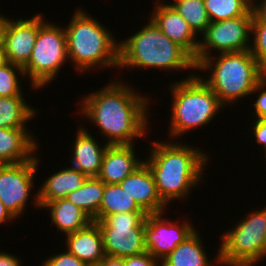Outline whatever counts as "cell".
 <instances>
[{
    "label": "cell",
    "instance_id": "6da1fadb",
    "mask_svg": "<svg viewBox=\"0 0 266 266\" xmlns=\"http://www.w3.org/2000/svg\"><path fill=\"white\" fill-rule=\"evenodd\" d=\"M132 86L117 76L79 100L76 113L96 126L108 145H131L150 131V97Z\"/></svg>",
    "mask_w": 266,
    "mask_h": 266
},
{
    "label": "cell",
    "instance_id": "7a4b0ae2",
    "mask_svg": "<svg viewBox=\"0 0 266 266\" xmlns=\"http://www.w3.org/2000/svg\"><path fill=\"white\" fill-rule=\"evenodd\" d=\"M164 140L150 142L144 162L153 173L161 200L170 206L175 200L187 201L191 191L204 182L205 167L210 164L211 156L199 145Z\"/></svg>",
    "mask_w": 266,
    "mask_h": 266
},
{
    "label": "cell",
    "instance_id": "3957f363",
    "mask_svg": "<svg viewBox=\"0 0 266 266\" xmlns=\"http://www.w3.org/2000/svg\"><path fill=\"white\" fill-rule=\"evenodd\" d=\"M77 8L64 27L68 61L74 70L84 75L96 68H118L119 40L86 9Z\"/></svg>",
    "mask_w": 266,
    "mask_h": 266
},
{
    "label": "cell",
    "instance_id": "277c9868",
    "mask_svg": "<svg viewBox=\"0 0 266 266\" xmlns=\"http://www.w3.org/2000/svg\"><path fill=\"white\" fill-rule=\"evenodd\" d=\"M149 21L128 38L119 40L118 68L134 70L160 69L175 73L197 71L194 58L179 44L170 40L148 15ZM140 68V69H139ZM174 70V71H173Z\"/></svg>",
    "mask_w": 266,
    "mask_h": 266
},
{
    "label": "cell",
    "instance_id": "5b68a950",
    "mask_svg": "<svg viewBox=\"0 0 266 266\" xmlns=\"http://www.w3.org/2000/svg\"><path fill=\"white\" fill-rule=\"evenodd\" d=\"M196 70L209 73L201 76L196 71L226 107L244 98L248 100L246 98L266 76L250 50L214 54L204 58Z\"/></svg>",
    "mask_w": 266,
    "mask_h": 266
},
{
    "label": "cell",
    "instance_id": "8992f818",
    "mask_svg": "<svg viewBox=\"0 0 266 266\" xmlns=\"http://www.w3.org/2000/svg\"><path fill=\"white\" fill-rule=\"evenodd\" d=\"M187 74V77L173 80L168 86L171 92V119L166 136L173 141H181V136L187 132L206 127L216 118L218 112L221 113L225 109L197 72L188 71Z\"/></svg>",
    "mask_w": 266,
    "mask_h": 266
},
{
    "label": "cell",
    "instance_id": "52a82bcc",
    "mask_svg": "<svg viewBox=\"0 0 266 266\" xmlns=\"http://www.w3.org/2000/svg\"><path fill=\"white\" fill-rule=\"evenodd\" d=\"M263 207L249 210L232 229L220 234V266H255L265 260L266 206Z\"/></svg>",
    "mask_w": 266,
    "mask_h": 266
},
{
    "label": "cell",
    "instance_id": "ba28073f",
    "mask_svg": "<svg viewBox=\"0 0 266 266\" xmlns=\"http://www.w3.org/2000/svg\"><path fill=\"white\" fill-rule=\"evenodd\" d=\"M65 28L39 13V31L28 64L23 68L32 89L41 91L58 79L68 63ZM41 89V90H40Z\"/></svg>",
    "mask_w": 266,
    "mask_h": 266
},
{
    "label": "cell",
    "instance_id": "9c48e42d",
    "mask_svg": "<svg viewBox=\"0 0 266 266\" xmlns=\"http://www.w3.org/2000/svg\"><path fill=\"white\" fill-rule=\"evenodd\" d=\"M147 215L146 212H122L96 221L102 232L105 255L124 258L145 252Z\"/></svg>",
    "mask_w": 266,
    "mask_h": 266
},
{
    "label": "cell",
    "instance_id": "30bf717a",
    "mask_svg": "<svg viewBox=\"0 0 266 266\" xmlns=\"http://www.w3.org/2000/svg\"><path fill=\"white\" fill-rule=\"evenodd\" d=\"M40 162L36 155L32 160L22 163L0 165V201L16 220L24 215L32 194L33 207L40 209L38 189L36 193H31Z\"/></svg>",
    "mask_w": 266,
    "mask_h": 266
},
{
    "label": "cell",
    "instance_id": "8fae6325",
    "mask_svg": "<svg viewBox=\"0 0 266 266\" xmlns=\"http://www.w3.org/2000/svg\"><path fill=\"white\" fill-rule=\"evenodd\" d=\"M253 11L245 16L210 22L202 37L194 58L196 66L212 52L228 53L250 50ZM213 50V51H212Z\"/></svg>",
    "mask_w": 266,
    "mask_h": 266
},
{
    "label": "cell",
    "instance_id": "7c38bea8",
    "mask_svg": "<svg viewBox=\"0 0 266 266\" xmlns=\"http://www.w3.org/2000/svg\"><path fill=\"white\" fill-rule=\"evenodd\" d=\"M164 215L148 214L145 218L146 251L160 262L197 229L191 220L173 221Z\"/></svg>",
    "mask_w": 266,
    "mask_h": 266
},
{
    "label": "cell",
    "instance_id": "4fadbf2b",
    "mask_svg": "<svg viewBox=\"0 0 266 266\" xmlns=\"http://www.w3.org/2000/svg\"><path fill=\"white\" fill-rule=\"evenodd\" d=\"M3 45L9 63L24 68L32 55L39 31V13L29 19L9 18L2 13Z\"/></svg>",
    "mask_w": 266,
    "mask_h": 266
},
{
    "label": "cell",
    "instance_id": "5bb4252c",
    "mask_svg": "<svg viewBox=\"0 0 266 266\" xmlns=\"http://www.w3.org/2000/svg\"><path fill=\"white\" fill-rule=\"evenodd\" d=\"M151 19L163 34L183 47L193 58L197 55L199 39L186 20L172 5L154 3Z\"/></svg>",
    "mask_w": 266,
    "mask_h": 266
},
{
    "label": "cell",
    "instance_id": "9a60e30c",
    "mask_svg": "<svg viewBox=\"0 0 266 266\" xmlns=\"http://www.w3.org/2000/svg\"><path fill=\"white\" fill-rule=\"evenodd\" d=\"M119 185L147 214H159L168 209L158 194L153 173L145 162Z\"/></svg>",
    "mask_w": 266,
    "mask_h": 266
},
{
    "label": "cell",
    "instance_id": "2e32d148",
    "mask_svg": "<svg viewBox=\"0 0 266 266\" xmlns=\"http://www.w3.org/2000/svg\"><path fill=\"white\" fill-rule=\"evenodd\" d=\"M84 127L82 125L77 127L76 138L72 141L70 149L72 150L70 153L71 158H69L70 166L78 169L87 177H97L108 144L104 142L102 145L90 133L91 131Z\"/></svg>",
    "mask_w": 266,
    "mask_h": 266
},
{
    "label": "cell",
    "instance_id": "e0dca14e",
    "mask_svg": "<svg viewBox=\"0 0 266 266\" xmlns=\"http://www.w3.org/2000/svg\"><path fill=\"white\" fill-rule=\"evenodd\" d=\"M136 144L108 145L98 178L105 184H119L144 163L136 154Z\"/></svg>",
    "mask_w": 266,
    "mask_h": 266
},
{
    "label": "cell",
    "instance_id": "ac0fdd59",
    "mask_svg": "<svg viewBox=\"0 0 266 266\" xmlns=\"http://www.w3.org/2000/svg\"><path fill=\"white\" fill-rule=\"evenodd\" d=\"M38 141L28 128H0V165L32 160L40 148Z\"/></svg>",
    "mask_w": 266,
    "mask_h": 266
},
{
    "label": "cell",
    "instance_id": "d6986e66",
    "mask_svg": "<svg viewBox=\"0 0 266 266\" xmlns=\"http://www.w3.org/2000/svg\"><path fill=\"white\" fill-rule=\"evenodd\" d=\"M65 249L89 266L99 265L105 257L103 236L96 222L86 228L65 235Z\"/></svg>",
    "mask_w": 266,
    "mask_h": 266
},
{
    "label": "cell",
    "instance_id": "ffe728a7",
    "mask_svg": "<svg viewBox=\"0 0 266 266\" xmlns=\"http://www.w3.org/2000/svg\"><path fill=\"white\" fill-rule=\"evenodd\" d=\"M200 237L202 236L197 228L160 262V266H219V251L213 257L215 259L210 260L211 256H207L210 254L206 252V245Z\"/></svg>",
    "mask_w": 266,
    "mask_h": 266
},
{
    "label": "cell",
    "instance_id": "44dd1931",
    "mask_svg": "<svg viewBox=\"0 0 266 266\" xmlns=\"http://www.w3.org/2000/svg\"><path fill=\"white\" fill-rule=\"evenodd\" d=\"M87 176L73 167H63L44 179L38 190V201L42 209L48 202L64 199L82 186Z\"/></svg>",
    "mask_w": 266,
    "mask_h": 266
},
{
    "label": "cell",
    "instance_id": "7402d4cb",
    "mask_svg": "<svg viewBox=\"0 0 266 266\" xmlns=\"http://www.w3.org/2000/svg\"><path fill=\"white\" fill-rule=\"evenodd\" d=\"M49 210L51 223L57 228L56 232L67 235L86 228L93 220L78 206L68 199L48 202L43 208Z\"/></svg>",
    "mask_w": 266,
    "mask_h": 266
},
{
    "label": "cell",
    "instance_id": "603a6c76",
    "mask_svg": "<svg viewBox=\"0 0 266 266\" xmlns=\"http://www.w3.org/2000/svg\"><path fill=\"white\" fill-rule=\"evenodd\" d=\"M38 112L24 96L0 97V128H29Z\"/></svg>",
    "mask_w": 266,
    "mask_h": 266
},
{
    "label": "cell",
    "instance_id": "cb8c5ba5",
    "mask_svg": "<svg viewBox=\"0 0 266 266\" xmlns=\"http://www.w3.org/2000/svg\"><path fill=\"white\" fill-rule=\"evenodd\" d=\"M122 212H145L119 184H105L96 221Z\"/></svg>",
    "mask_w": 266,
    "mask_h": 266
},
{
    "label": "cell",
    "instance_id": "d4e9b609",
    "mask_svg": "<svg viewBox=\"0 0 266 266\" xmlns=\"http://www.w3.org/2000/svg\"><path fill=\"white\" fill-rule=\"evenodd\" d=\"M105 183L98 177H87L80 188L70 192L68 199L83 210L94 222L99 212Z\"/></svg>",
    "mask_w": 266,
    "mask_h": 266
},
{
    "label": "cell",
    "instance_id": "484cf974",
    "mask_svg": "<svg viewBox=\"0 0 266 266\" xmlns=\"http://www.w3.org/2000/svg\"><path fill=\"white\" fill-rule=\"evenodd\" d=\"M210 22L245 16L252 10L250 0H204Z\"/></svg>",
    "mask_w": 266,
    "mask_h": 266
},
{
    "label": "cell",
    "instance_id": "4316f807",
    "mask_svg": "<svg viewBox=\"0 0 266 266\" xmlns=\"http://www.w3.org/2000/svg\"><path fill=\"white\" fill-rule=\"evenodd\" d=\"M172 6L200 37L210 24L204 0H178ZM201 34V35H200Z\"/></svg>",
    "mask_w": 266,
    "mask_h": 266
},
{
    "label": "cell",
    "instance_id": "83f0119b",
    "mask_svg": "<svg viewBox=\"0 0 266 266\" xmlns=\"http://www.w3.org/2000/svg\"><path fill=\"white\" fill-rule=\"evenodd\" d=\"M20 76L25 80V72L20 66L8 63L0 68V97L24 96Z\"/></svg>",
    "mask_w": 266,
    "mask_h": 266
},
{
    "label": "cell",
    "instance_id": "f1b7e54d",
    "mask_svg": "<svg viewBox=\"0 0 266 266\" xmlns=\"http://www.w3.org/2000/svg\"><path fill=\"white\" fill-rule=\"evenodd\" d=\"M250 51L266 73V21H252Z\"/></svg>",
    "mask_w": 266,
    "mask_h": 266
},
{
    "label": "cell",
    "instance_id": "f546056e",
    "mask_svg": "<svg viewBox=\"0 0 266 266\" xmlns=\"http://www.w3.org/2000/svg\"><path fill=\"white\" fill-rule=\"evenodd\" d=\"M41 266H89L85 261L80 260L71 254L67 249L44 259Z\"/></svg>",
    "mask_w": 266,
    "mask_h": 266
},
{
    "label": "cell",
    "instance_id": "4dcf8cb0",
    "mask_svg": "<svg viewBox=\"0 0 266 266\" xmlns=\"http://www.w3.org/2000/svg\"><path fill=\"white\" fill-rule=\"evenodd\" d=\"M258 94L252 103V112L255 119H266V76L256 85L251 95Z\"/></svg>",
    "mask_w": 266,
    "mask_h": 266
},
{
    "label": "cell",
    "instance_id": "1f68e13d",
    "mask_svg": "<svg viewBox=\"0 0 266 266\" xmlns=\"http://www.w3.org/2000/svg\"><path fill=\"white\" fill-rule=\"evenodd\" d=\"M124 262L125 266H160V261L147 251L124 257Z\"/></svg>",
    "mask_w": 266,
    "mask_h": 266
},
{
    "label": "cell",
    "instance_id": "d6a6232c",
    "mask_svg": "<svg viewBox=\"0 0 266 266\" xmlns=\"http://www.w3.org/2000/svg\"><path fill=\"white\" fill-rule=\"evenodd\" d=\"M251 130L248 129L250 132V135L259 146H261V149H264L263 152L266 150V119H255L253 122H251Z\"/></svg>",
    "mask_w": 266,
    "mask_h": 266
},
{
    "label": "cell",
    "instance_id": "836d02e7",
    "mask_svg": "<svg viewBox=\"0 0 266 266\" xmlns=\"http://www.w3.org/2000/svg\"><path fill=\"white\" fill-rule=\"evenodd\" d=\"M252 11V21H266V0H253Z\"/></svg>",
    "mask_w": 266,
    "mask_h": 266
},
{
    "label": "cell",
    "instance_id": "e575fe53",
    "mask_svg": "<svg viewBox=\"0 0 266 266\" xmlns=\"http://www.w3.org/2000/svg\"><path fill=\"white\" fill-rule=\"evenodd\" d=\"M21 257H17L15 254L6 252V251H0V266H22L21 263L22 260L19 259Z\"/></svg>",
    "mask_w": 266,
    "mask_h": 266
},
{
    "label": "cell",
    "instance_id": "d590c367",
    "mask_svg": "<svg viewBox=\"0 0 266 266\" xmlns=\"http://www.w3.org/2000/svg\"><path fill=\"white\" fill-rule=\"evenodd\" d=\"M8 63L5 47L3 45L2 13L0 12V68Z\"/></svg>",
    "mask_w": 266,
    "mask_h": 266
},
{
    "label": "cell",
    "instance_id": "8d00e7d4",
    "mask_svg": "<svg viewBox=\"0 0 266 266\" xmlns=\"http://www.w3.org/2000/svg\"><path fill=\"white\" fill-rule=\"evenodd\" d=\"M99 266H125V262L124 258L105 255Z\"/></svg>",
    "mask_w": 266,
    "mask_h": 266
},
{
    "label": "cell",
    "instance_id": "74e56055",
    "mask_svg": "<svg viewBox=\"0 0 266 266\" xmlns=\"http://www.w3.org/2000/svg\"><path fill=\"white\" fill-rule=\"evenodd\" d=\"M16 219L11 213L5 208L4 204L0 201V226L1 224L6 225L8 222L15 221Z\"/></svg>",
    "mask_w": 266,
    "mask_h": 266
},
{
    "label": "cell",
    "instance_id": "f35d334b",
    "mask_svg": "<svg viewBox=\"0 0 266 266\" xmlns=\"http://www.w3.org/2000/svg\"><path fill=\"white\" fill-rule=\"evenodd\" d=\"M171 1H173V2H171ZM178 0H164V2H163V0H155L154 2H156V3H159V4H163V5H172V4H174L175 2H177ZM167 2V3H166ZM170 2V3H169Z\"/></svg>",
    "mask_w": 266,
    "mask_h": 266
},
{
    "label": "cell",
    "instance_id": "ab89813d",
    "mask_svg": "<svg viewBox=\"0 0 266 266\" xmlns=\"http://www.w3.org/2000/svg\"><path fill=\"white\" fill-rule=\"evenodd\" d=\"M265 152V156H263V158H265L266 159V150L264 151ZM266 161V160H265ZM266 164V163H265Z\"/></svg>",
    "mask_w": 266,
    "mask_h": 266
}]
</instances>
